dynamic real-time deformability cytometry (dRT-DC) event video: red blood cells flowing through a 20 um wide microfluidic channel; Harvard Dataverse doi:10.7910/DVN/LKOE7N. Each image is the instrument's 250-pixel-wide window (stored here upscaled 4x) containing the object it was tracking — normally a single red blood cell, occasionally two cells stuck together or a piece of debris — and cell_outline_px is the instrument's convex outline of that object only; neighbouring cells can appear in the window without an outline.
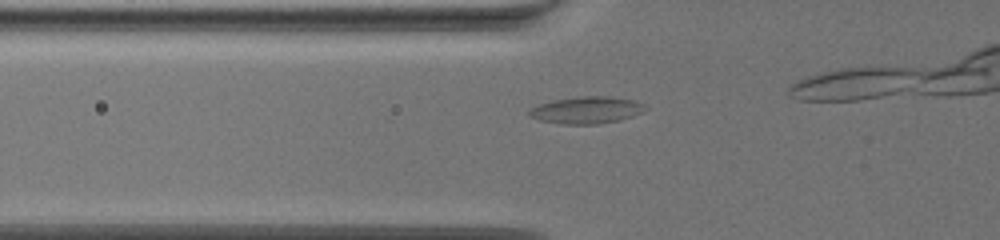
{"species": "common noctule bat (a hibernating species)", "species_latin": "Nyctalus noctula", "temperature_condition": "warm", "stored_images_in_passage": 10, "camera_frame_rate_fps": 3000, "um_per_image_px": 0.085, "animal": {"sex": "female", "body_mass_g": 19.5, "forearm_length_mm": 54.1}, "frame": {"image": 1, "passage_image": 4, "time_ms": 1.0, "image_size_px": [1000, 240], "cell_outline_px": [[648, 108], [632, 116], [620, 120], [600, 124], [560, 124], [540, 120], [528, 116], [528, 108], [552, 100], [580, 96], [612, 96], [632, 100], [644, 104]], "centroid_in_image_um": [49.82, 9.35], "position_along_channel_um": 76.0, "area_um2": 18.38}}
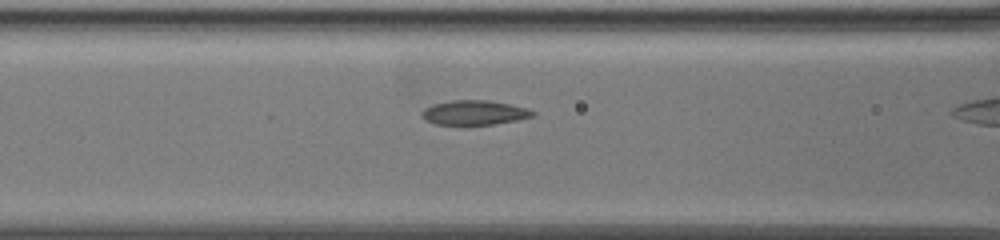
{"frame": {"image": 2, "passage_image": 9, "time_ms": 2.667, "image_size_px": [1000, 240], "cell_outline_px": [[536, 116], [516, 120], [492, 124], [432, 124], [424, 120], [420, 116], [420, 112], [424, 108], [432, 104], [452, 100], [488, 100], [528, 108], [536, 112]], "centroid_in_image_um": [40.28, 9.57], "position_along_channel_um": 126.3, "area_um2": 15.95}}